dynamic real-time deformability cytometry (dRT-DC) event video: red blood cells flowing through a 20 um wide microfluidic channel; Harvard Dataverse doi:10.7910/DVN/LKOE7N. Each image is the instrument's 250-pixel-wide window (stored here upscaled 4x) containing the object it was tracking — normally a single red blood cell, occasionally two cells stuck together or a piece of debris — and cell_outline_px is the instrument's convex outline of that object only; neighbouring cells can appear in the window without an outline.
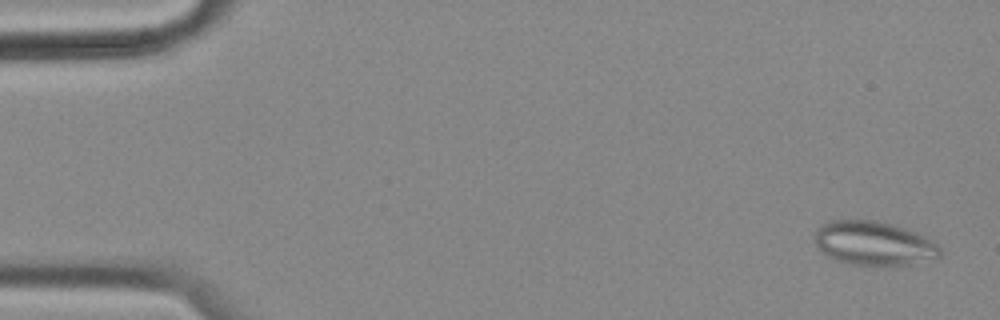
{"species": "common noctule bat (a hibernating species)", "species_latin": "Nyctalus noctula", "temperature_condition": "cold", "stored_images_in_passage": 57, "camera_frame_rate_fps": 3000, "um_per_image_px": 0.085, "animal": {"sex": "female", "body_mass_g": 18.4}, "frame": {"image": 1, "passage_image": 2, "time_ms": 0.333, "image_size_px": [1000, 320], "cell_outline_px": [[940, 256], [908, 264], [852, 264], [836, 260], [828, 256], [816, 244], [816, 232], [820, 224], [828, 220], [876, 220], [924, 236], [932, 240], [940, 248]], "centroid_in_image_um": [74.22, 20.66], "position_along_channel_um": 10.8, "area_um2": 31.15}}
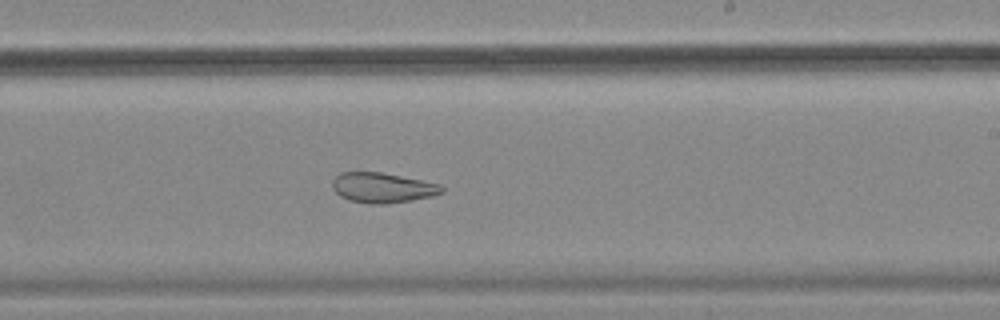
{"frame": {"image": 2, "passage_image": 34, "time_ms": 11.0, "image_size_px": [1000, 320], "cell_outline_px": [[444, 192], [432, 196], [412, 200], [384, 204], [368, 204], [348, 200], [340, 196], [332, 188], [332, 180], [340, 172], [380, 172], [440, 184], [444, 188]], "centroid_in_image_um": [32.49, 15.96], "position_along_channel_um": 256.5, "area_um2": 19.19}}
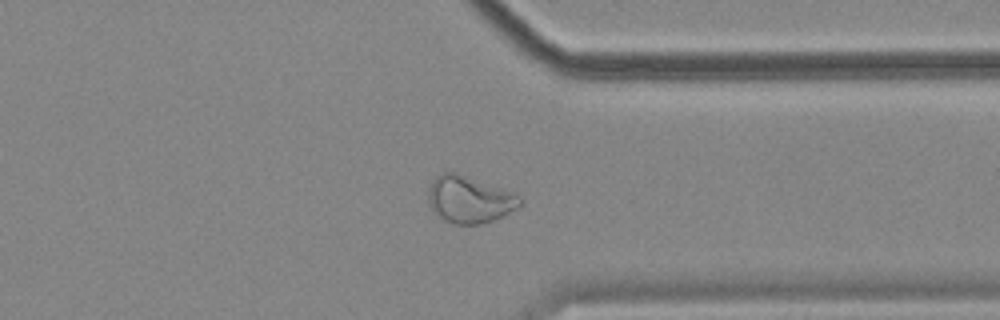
{"frame": {"image": 3, "passage_image": 44, "time_ms": 14.333, "image_size_px": [1000, 320], "cell_outline_px": [[524, 204], [492, 220], [480, 224], [452, 224], [436, 216], [432, 212], [428, 204], [428, 188], [432, 180], [436, 176], [444, 172], [456, 172], [520, 192], [524, 200]], "centroid_in_image_um": [39.93, 16.93], "position_along_channel_um": 371.5, "area_um2": 25.95}, "authors_computed_cell_mechanics": {"area_um2": 27.744, "velocity_mm_per_s": 3.4865, "shape_relaxation_time_tau1_ms": null, "shape_relaxation_time_tau2_ms": 2.6352, "deformation_change_tau1": null, "deformation_change_tau2": 0.0884}}